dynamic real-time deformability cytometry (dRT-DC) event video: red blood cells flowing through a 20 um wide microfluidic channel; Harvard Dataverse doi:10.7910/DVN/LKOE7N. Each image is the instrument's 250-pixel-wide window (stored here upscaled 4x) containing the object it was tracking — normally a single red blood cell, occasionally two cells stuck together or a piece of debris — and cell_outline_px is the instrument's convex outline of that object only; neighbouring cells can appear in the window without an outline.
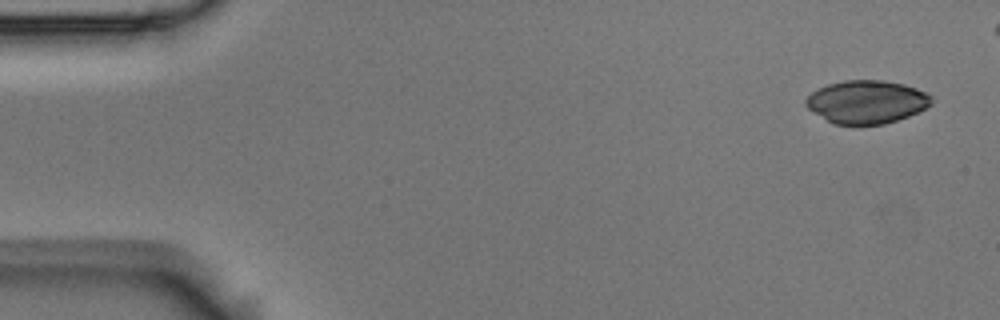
{"species": "Egyptian fruit bat (a non-hibernating species)", "species_latin": "Rousettus aegyptiacus", "temperature_condition": "room temperature", "stored_images_in_passage": 5, "camera_frame_rate_fps": 3000, "um_per_image_px": 0.085, "animal": {"sex": "male"}, "frame": {"image": 1, "passage_image": 1, "time_ms": 0.0, "image_size_px": [1000, 320], "cell_outline_px": [[932, 104], [908, 116], [884, 124], [832, 124], [808, 108], [804, 104], [804, 100], [812, 92], [828, 84], [844, 80], [880, 80], [904, 84], [916, 88], [932, 96]], "centroid_in_image_um": [73.65, 8.65], "position_along_channel_um": 11.4, "area_um2": 31.33}}